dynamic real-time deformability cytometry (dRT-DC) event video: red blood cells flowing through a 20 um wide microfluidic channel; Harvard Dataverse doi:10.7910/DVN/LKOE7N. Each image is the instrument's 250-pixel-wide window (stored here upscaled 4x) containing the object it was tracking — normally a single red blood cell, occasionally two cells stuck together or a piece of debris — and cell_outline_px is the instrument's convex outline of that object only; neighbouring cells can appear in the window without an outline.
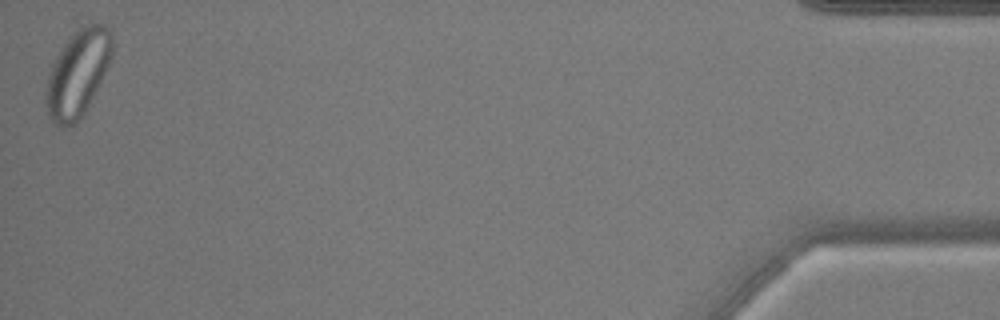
{"species": "common noctule bat (a hibernating species)", "species_latin": "Nyctalus noctula", "temperature_condition": "warm", "stored_images_in_passage": 42, "camera_frame_rate_fps": 3000, "um_per_image_px": 0.085, "animal": {"sex": "male", "body_mass_g": 17.9, "forearm_length_mm": 54.2}, "frame": {"image": 1, "passage_image": 42, "time_ms": 13.667, "image_size_px": [1000, 320], "cell_outline_px": [[112, 52], [108, 64], [84, 112], [72, 124], [64, 128], [52, 124], [48, 116], [44, 100], [48, 76], [52, 64], [56, 56], [64, 44], [76, 32], [88, 24], [104, 24], [108, 28], [112, 36]], "centroid_in_image_um": [6.56, 6.26], "position_along_channel_um": 428.6, "area_um2": 32.6}, "authors_computed_cell_mechanics": {"area_um2": 26.4146, "velocity_mm_per_s": 3.8195, "shape_relaxation_time_tau1_ms": null, "shape_relaxation_time_tau2_ms": 1.0525, "deformation_change_tau1": null, "deformation_change_tau2": 0.0469}}